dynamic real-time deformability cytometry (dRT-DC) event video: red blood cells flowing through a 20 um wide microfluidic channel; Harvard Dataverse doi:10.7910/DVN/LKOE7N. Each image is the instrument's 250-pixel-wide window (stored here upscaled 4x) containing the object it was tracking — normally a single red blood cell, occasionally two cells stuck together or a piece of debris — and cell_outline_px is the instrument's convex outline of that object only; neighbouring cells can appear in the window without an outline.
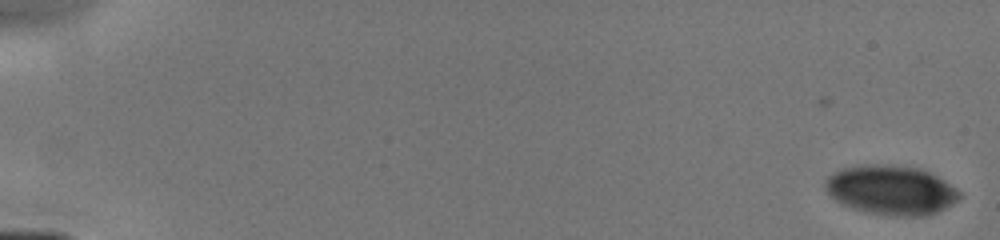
{"species": "human", "species_latin": "Homo sapiens", "temperature_condition": "cold", "stored_images_in_passage": 22, "camera_frame_rate_fps": 3000, "um_per_image_px": 0.085, "donor": {"sex": "male"}, "frame": {"image": 1, "passage_image": 1, "time_ms": 0.0, "image_size_px": [1000, 240], "cell_outline_px": [[960, 196], [952, 204], [928, 216], [892, 216], [864, 212], [840, 204], [824, 188], [824, 180], [832, 172], [840, 168], [864, 164], [880, 164], [920, 168], [944, 180], [956, 188], [960, 192]], "centroid_in_image_um": [75.69, 16.15], "position_along_channel_um": 9.3, "area_um2": 38.84}}
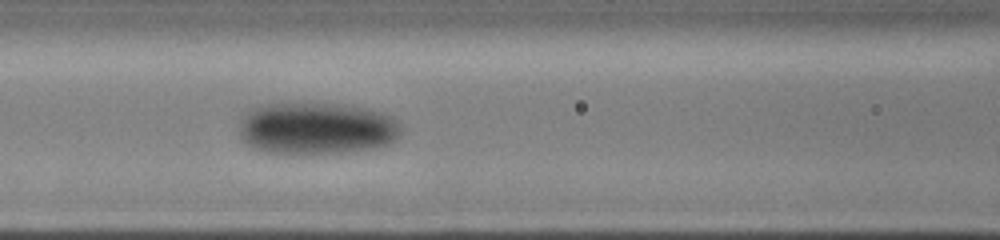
{"frame": {"image": 2, "passage_image": 17, "time_ms": 7.333, "image_size_px": [1000, 240], "cell_outline_px": [[400, 132], [388, 144], [372, 148], [344, 152], [264, 152], [252, 148], [240, 136], [240, 116], [252, 108], [264, 104], [340, 104], [364, 108], [380, 112], [396, 120], [400, 124]], "centroid_in_image_um": [26.85, 10.9], "position_along_channel_um": 139.7, "area_um2": 48.32}}
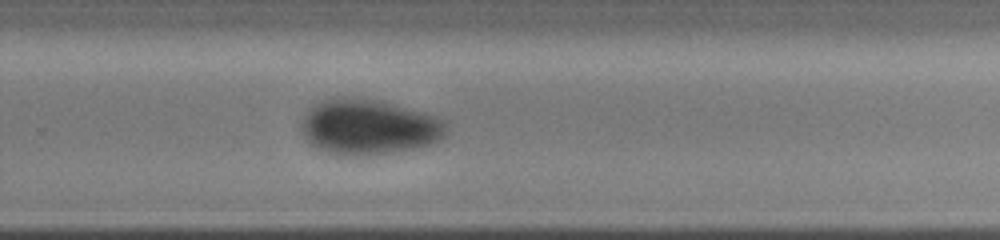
{"frame": {"image": 3, "passage_image": 22, "time_ms": 11.0, "image_size_px": [1000, 240], "cell_outline_px": [[448, 136], [440, 140], [416, 148], [392, 152], [328, 152], [316, 148], [304, 136], [300, 128], [300, 120], [304, 112], [312, 104], [320, 100], [336, 96], [352, 96], [380, 100], [424, 112], [448, 120]], "centroid_in_image_um": [31.36, 10.7], "position_along_channel_um": 298.4, "area_um2": 46.82}}